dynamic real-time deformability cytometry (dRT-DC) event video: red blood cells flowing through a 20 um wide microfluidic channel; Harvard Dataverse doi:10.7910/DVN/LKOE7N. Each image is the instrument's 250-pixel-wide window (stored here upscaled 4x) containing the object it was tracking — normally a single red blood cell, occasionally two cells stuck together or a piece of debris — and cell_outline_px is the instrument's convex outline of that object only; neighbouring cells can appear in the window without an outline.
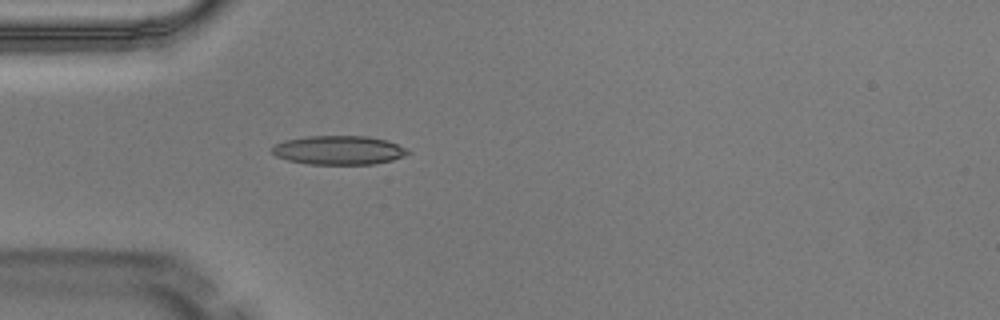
{"species": "Egyptian fruit bat (a non-hibernating species)", "species_latin": "Rousettus aegyptiacus", "temperature_condition": "warm", "stored_images_in_passage": 4, "camera_frame_rate_fps": 3000, "um_per_image_px": 0.085, "animal": {"sex": "male"}, "frame": {"image": 1, "passage_image": 4, "time_ms": 1.0, "image_size_px": [1000, 320], "cell_outline_px": [[412, 152], [404, 156], [392, 160], [372, 164], [308, 164], [288, 160], [276, 156], [272, 152], [272, 148], [276, 144], [284, 140], [308, 136], [368, 136], [388, 140]], "centroid_in_image_um": [28.8, 12.76], "position_along_channel_um": 56.2, "area_um2": 22.83}}